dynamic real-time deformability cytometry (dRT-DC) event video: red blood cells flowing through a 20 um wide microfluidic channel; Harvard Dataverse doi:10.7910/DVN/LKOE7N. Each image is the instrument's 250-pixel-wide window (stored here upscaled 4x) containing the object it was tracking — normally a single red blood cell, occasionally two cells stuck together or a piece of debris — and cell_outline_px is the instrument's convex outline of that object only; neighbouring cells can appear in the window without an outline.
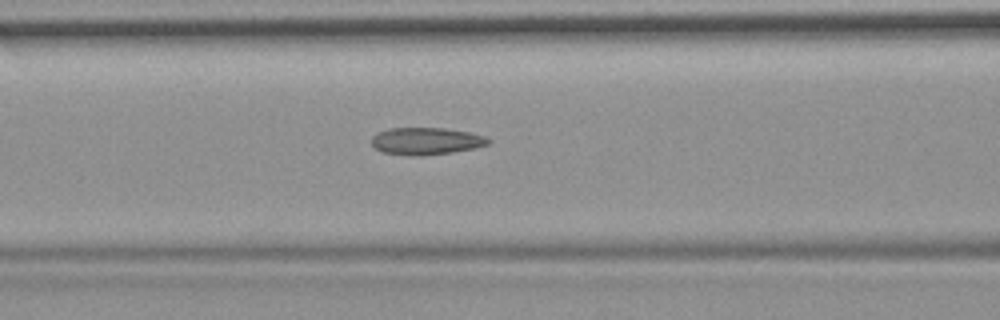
{"species": "common noctule bat (a hibernating species)", "species_latin": "Nyctalus noctula", "temperature_condition": "room temperature", "stored_images_in_passage": 49, "camera_frame_rate_fps": 3000, "um_per_image_px": 0.085, "animal": {"sex": "female", "body_mass_g": 19.9}, "frame": {"image": 1, "passage_image": 22, "time_ms": 7.0, "image_size_px": [1000, 320], "cell_outline_px": [[492, 140], [488, 144], [476, 148], [452, 152], [424, 156], [412, 156], [380, 152], [372, 144], [372, 136], [376, 132], [388, 128], [444, 128], [468, 132], [484, 136]], "centroid_in_image_um": [36.2, 12.0], "position_along_channel_um": 130.4, "area_um2": 18.67}, "authors_computed_cell_mechanics": {"area_um2": 18.5538, "velocity_mm_per_s": 3.7475, "shape_relaxation_time_tau1_ms": null, "shape_relaxation_time_tau2_ms": 3.1849, "deformation_change_tau1": null, "deformation_change_tau2": 0.1097}}